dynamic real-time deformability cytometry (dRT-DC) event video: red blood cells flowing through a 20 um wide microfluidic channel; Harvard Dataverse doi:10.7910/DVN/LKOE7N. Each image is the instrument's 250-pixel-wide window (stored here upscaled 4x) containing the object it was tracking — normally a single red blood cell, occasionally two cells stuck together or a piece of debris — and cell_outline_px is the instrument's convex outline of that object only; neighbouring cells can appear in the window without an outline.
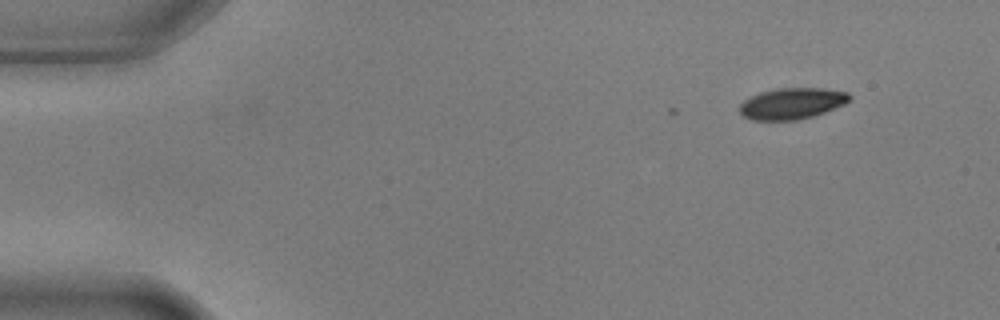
{"species": "common noctule bat (a hibernating species)", "species_latin": "Nyctalus noctula", "temperature_condition": "warm", "stored_images_in_passage": 3, "camera_frame_rate_fps": 3000, "um_per_image_px": 0.085, "animal": {"sex": "male", "body_mass_g": 17.9, "forearm_length_mm": 54.2}, "frame": {"image": 1, "passage_image": 1, "time_ms": 0.0, "image_size_px": [1000, 320], "cell_outline_px": [[852, 96], [844, 104], [824, 112], [812, 116], [796, 120], [752, 120], [744, 116], [740, 112], [740, 104], [744, 100], [760, 92], [776, 88], [820, 88], [848, 92]], "centroid_in_image_um": [67.3, 8.79], "position_along_channel_um": 17.7, "area_um2": 19.83}}